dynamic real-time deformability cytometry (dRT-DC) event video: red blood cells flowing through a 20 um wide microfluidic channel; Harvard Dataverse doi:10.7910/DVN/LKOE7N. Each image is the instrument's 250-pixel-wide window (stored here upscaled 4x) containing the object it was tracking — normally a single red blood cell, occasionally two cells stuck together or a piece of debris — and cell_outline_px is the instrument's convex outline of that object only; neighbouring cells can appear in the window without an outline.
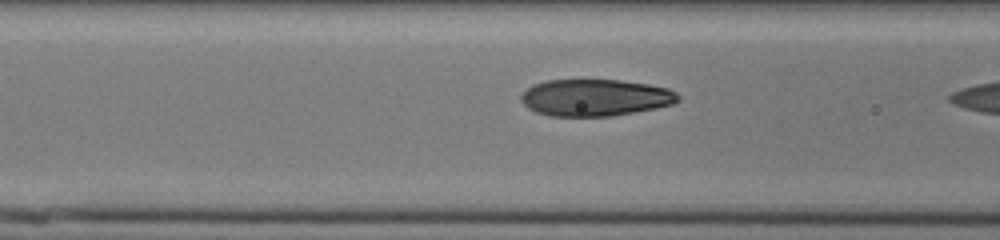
{"species": "human", "species_latin": "Homo sapiens", "temperature_condition": "cold", "stored_images_in_passage": 17, "camera_frame_rate_fps": 3000, "um_per_image_px": 0.085, "donor": {"sex": "male"}, "frame": {"image": 1, "passage_image": 16, "time_ms": 5.0, "image_size_px": [1000, 240], "cell_outline_px": [[680, 100], [672, 104], [656, 108], [612, 116], [548, 116], [536, 112], [528, 108], [520, 100], [520, 96], [532, 84], [548, 80], [620, 80], [648, 84], [668, 88], [676, 92], [680, 96]], "centroid_in_image_um": [50.59, 8.3], "position_along_channel_um": 116.0, "area_um2": 33.81}}